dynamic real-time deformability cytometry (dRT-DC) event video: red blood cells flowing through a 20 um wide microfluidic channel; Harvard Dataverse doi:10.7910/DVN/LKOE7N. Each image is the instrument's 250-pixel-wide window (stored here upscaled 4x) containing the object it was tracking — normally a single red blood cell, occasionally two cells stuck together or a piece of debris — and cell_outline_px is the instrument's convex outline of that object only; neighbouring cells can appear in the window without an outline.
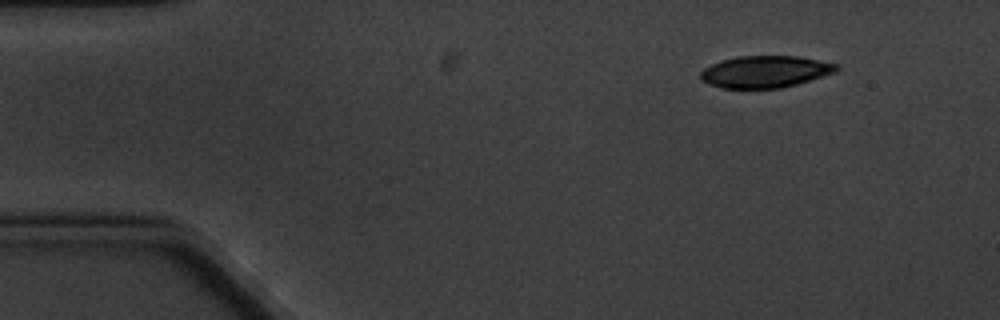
{"species": "common noctule bat (a hibernating species)", "species_latin": "Nyctalus noctula", "temperature_condition": "cold", "stored_images_in_passage": 3, "camera_frame_rate_fps": 3000, "um_per_image_px": 0.085, "animal": {"sex": "male", "body_mass_g": 20.1, "forearm_length_mm": 53.5}, "frame": {"image": 1, "passage_image": 1, "time_ms": 0.0, "image_size_px": [1000, 320], "cell_outline_px": [[840, 68], [836, 72], [796, 84], [780, 88], [720, 88], [700, 80], [700, 72], [704, 68], [720, 60], [740, 56], [796, 56], [840, 64]], "centroid_in_image_um": [65.03, 6.09], "position_along_channel_um": 20.0, "area_um2": 25.26}}
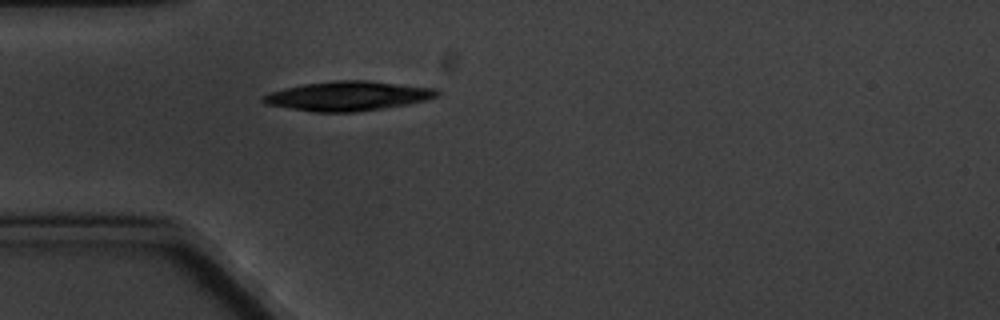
{"frame": {"image": 2, "passage_image": 3, "time_ms": 3.333, "image_size_px": [1000, 320], "cell_outline_px": [[440, 92], [436, 96], [424, 100], [408, 104], [384, 108], [356, 112], [312, 112], [264, 104], [260, 100], [260, 96], [268, 92], [284, 88], [304, 84], [332, 80], [368, 80], [436, 88]], "centroid_in_image_um": [29.51, 8.15], "position_along_channel_um": 55.5, "area_um2": 30.11}}